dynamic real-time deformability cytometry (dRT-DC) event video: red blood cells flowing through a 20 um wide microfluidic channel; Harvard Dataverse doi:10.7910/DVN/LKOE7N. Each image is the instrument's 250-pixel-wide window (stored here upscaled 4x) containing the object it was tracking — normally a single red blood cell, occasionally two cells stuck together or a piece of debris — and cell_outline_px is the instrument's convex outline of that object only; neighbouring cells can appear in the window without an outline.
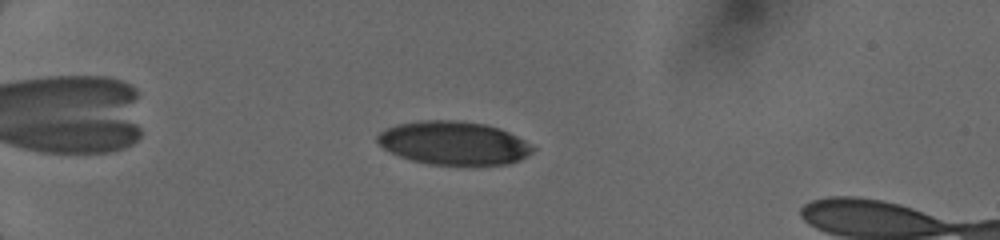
{"species": "human", "species_latin": "Homo sapiens", "temperature_condition": "cold", "stored_images_in_passage": 46, "camera_frame_rate_fps": 3000, "um_per_image_px": 0.085, "donor": {"sex": "female"}, "frame": {"image": 1, "passage_image": 17, "time_ms": 3.0, "image_size_px": [1000, 240], "cell_outline_px": [[536, 148], [528, 156], [520, 160], [508, 164], [428, 164], [412, 160], [400, 156], [384, 148], [376, 140], [376, 136], [380, 132], [396, 124], [424, 120], [452, 120], [484, 124], [508, 132], [524, 140]], "centroid_in_image_um": [38.56, 12.16], "position_along_channel_um": 46.4, "area_um2": 38.84}}
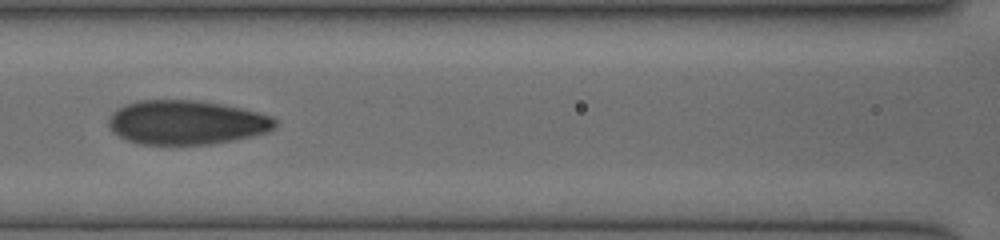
{"frame": {"image": 2, "passage_image": 27, "time_ms": 6.667, "image_size_px": [1000, 240], "cell_outline_px": [[276, 128], [268, 132], [236, 140], [212, 144], [140, 144], [128, 140], [112, 132], [108, 124], [108, 120], [112, 112], [116, 108], [124, 104], [136, 100], [200, 100], [240, 108], [272, 116], [276, 120]], "centroid_in_image_um": [15.84, 10.4], "position_along_channel_um": 150.8, "area_um2": 43.12}}
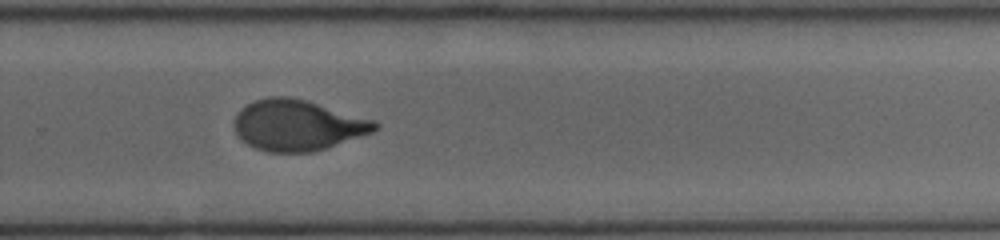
{"frame": {"image": 3, "passage_image": 45, "time_ms": 10.333, "image_size_px": [1000, 240], "cell_outline_px": [[380, 124], [372, 132], [312, 152], [268, 152], [256, 148], [240, 140], [236, 132], [236, 116], [248, 104], [256, 100], [268, 96], [288, 96], [304, 100], [372, 120]], "centroid_in_image_um": [25.26, 10.65], "position_along_channel_um": 304.5, "area_um2": 40.63}}